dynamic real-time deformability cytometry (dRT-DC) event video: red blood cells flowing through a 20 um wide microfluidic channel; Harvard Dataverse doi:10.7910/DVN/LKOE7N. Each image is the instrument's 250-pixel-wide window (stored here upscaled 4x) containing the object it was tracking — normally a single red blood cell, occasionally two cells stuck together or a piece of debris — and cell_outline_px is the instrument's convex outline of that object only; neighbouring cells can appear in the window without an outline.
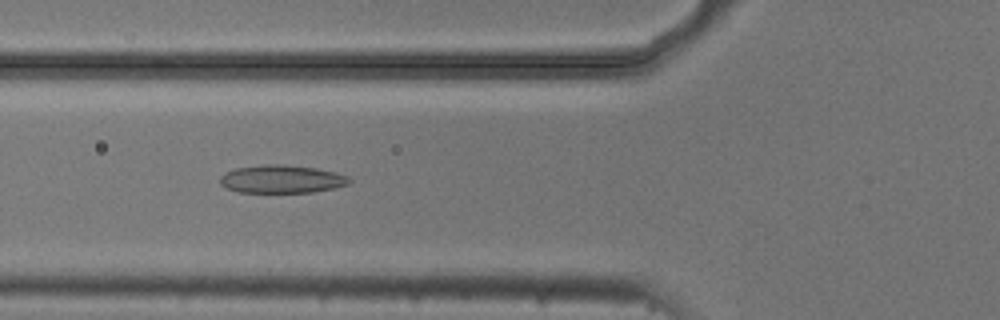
{"species": "common noctule bat (a hibernating species)", "species_latin": "Nyctalus noctula", "temperature_condition": "cold", "stored_images_in_passage": 32, "camera_frame_rate_fps": 3000, "um_per_image_px": 0.085, "animal": {"sex": "male", "body_mass_g": 20.5, "forearm_length_mm": 52.5}, "frame": {"image": 1, "passage_image": 7, "time_ms": 2.0, "image_size_px": [1000, 320], "cell_outline_px": [[352, 180], [348, 184], [336, 188], [312, 192], [240, 192], [224, 188], [220, 184], [220, 176], [224, 172], [236, 168], [264, 164], [284, 164], [316, 168], [336, 172], [348, 176]], "centroid_in_image_um": [23.94, 15.22], "position_along_channel_um": 101.9, "area_um2": 21.33}}
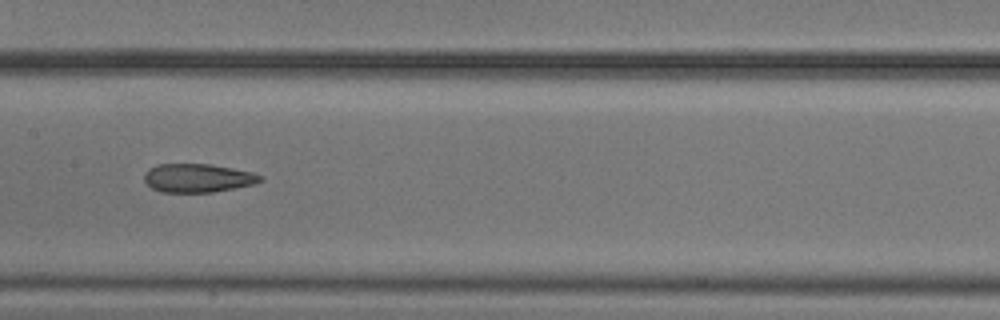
{"frame": {"image": 2, "passage_image": 14, "time_ms": 4.333, "image_size_px": [1000, 320], "cell_outline_px": [[264, 180], [256, 184], [212, 192], [160, 192], [152, 188], [144, 180], [144, 176], [148, 168], [156, 164], [208, 164], [232, 168], [252, 172], [264, 176]], "centroid_in_image_um": [16.83, 15.13], "position_along_channel_um": 190.6, "area_um2": 19.42}}
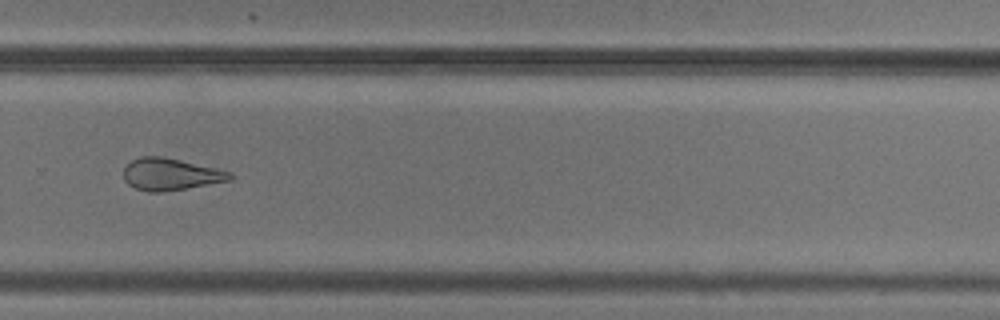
{"frame": {"image": 3, "passage_image": 24, "time_ms": 7.667, "image_size_px": [1000, 320], "cell_outline_px": [[232, 176], [228, 180], [164, 192], [148, 192], [136, 188], [128, 184], [124, 180], [124, 168], [132, 160], [140, 156], [164, 156], [216, 168], [232, 172]], "centroid_in_image_um": [14.45, 14.8], "position_along_channel_um": 315.3, "area_um2": 19.65}, "authors_computed_cell_mechanics": {"area_um2": 19.9988, "velocity_mm_per_s": 3.7604, "shape_relaxation_time_tau1_ms": null, "shape_relaxation_time_tau2_ms": 2.7942, "deformation_change_tau1": null, "deformation_change_tau2": 0.1192}}